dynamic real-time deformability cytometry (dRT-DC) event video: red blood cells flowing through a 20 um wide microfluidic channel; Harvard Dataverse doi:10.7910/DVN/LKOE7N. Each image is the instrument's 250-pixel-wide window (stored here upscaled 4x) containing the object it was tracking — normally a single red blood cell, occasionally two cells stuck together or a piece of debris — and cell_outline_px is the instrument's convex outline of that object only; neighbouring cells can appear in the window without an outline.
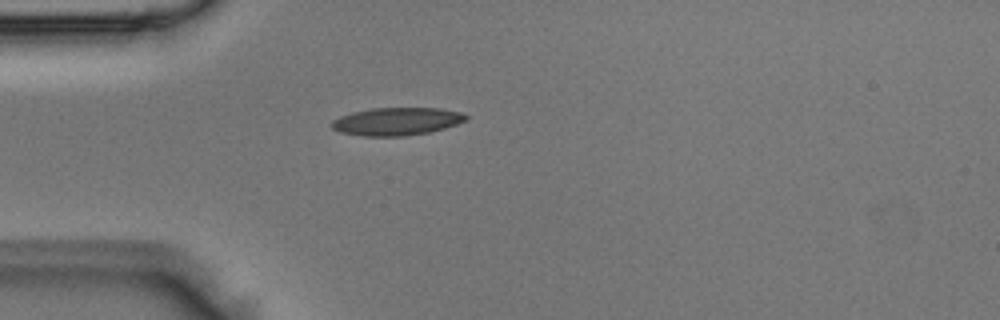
{"species": "Egyptian fruit bat (a non-hibernating species)", "species_latin": "Rousettus aegyptiacus", "temperature_condition": "room temperature", "stored_images_in_passage": 1, "camera_frame_rate_fps": 3000, "um_per_image_px": 0.085, "animal": {"sex": "male"}, "frame": {"image": 1, "passage_image": 1, "time_ms": 0.0, "image_size_px": [1000, 320], "cell_outline_px": [[468, 120], [444, 128], [428, 132], [404, 136], [364, 136], [340, 132], [332, 128], [328, 124], [332, 120], [340, 116], [352, 112], [372, 108], [440, 108], [464, 112], [468, 116]], "centroid_in_image_um": [33.72, 10.31], "position_along_channel_um": 51.3, "area_um2": 21.91}}